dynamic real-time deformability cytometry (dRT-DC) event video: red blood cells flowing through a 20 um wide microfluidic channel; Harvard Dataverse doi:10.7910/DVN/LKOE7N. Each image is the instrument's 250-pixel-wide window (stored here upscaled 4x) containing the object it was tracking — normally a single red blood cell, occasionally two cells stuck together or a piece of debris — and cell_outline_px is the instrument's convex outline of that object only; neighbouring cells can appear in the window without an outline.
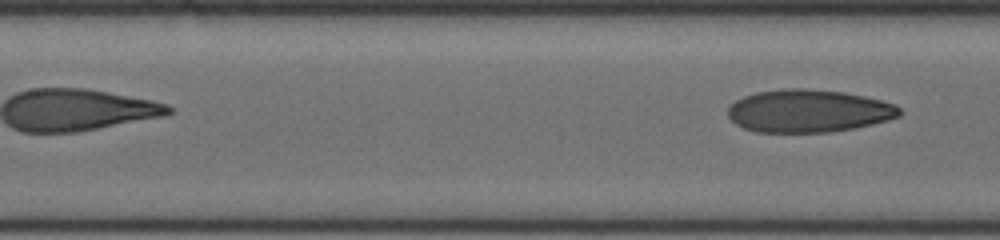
{"species": "human", "species_latin": "Homo sapiens", "temperature_condition": "cold", "stored_images_in_passage": 19, "segment_of_instrument_passage": [2, 2], "camera_frame_rate_fps": 3000, "um_per_image_px": 0.085, "donor": {"sex": "male"}, "frame": {"image": 1, "passage_image": 19, "time_ms": 6.0, "image_size_px": [1000, 240], "cell_outline_px": [[900, 116], [888, 120], [872, 124], [852, 128], [828, 132], [756, 132], [744, 128], [736, 124], [728, 116], [728, 108], [736, 100], [744, 96], [756, 92], [784, 88], [804, 88], [844, 92], [864, 96], [896, 104], [900, 108]], "centroid_in_image_um": [68.72, 9.42], "position_along_channel_um": 138.7, "area_um2": 42.71}}